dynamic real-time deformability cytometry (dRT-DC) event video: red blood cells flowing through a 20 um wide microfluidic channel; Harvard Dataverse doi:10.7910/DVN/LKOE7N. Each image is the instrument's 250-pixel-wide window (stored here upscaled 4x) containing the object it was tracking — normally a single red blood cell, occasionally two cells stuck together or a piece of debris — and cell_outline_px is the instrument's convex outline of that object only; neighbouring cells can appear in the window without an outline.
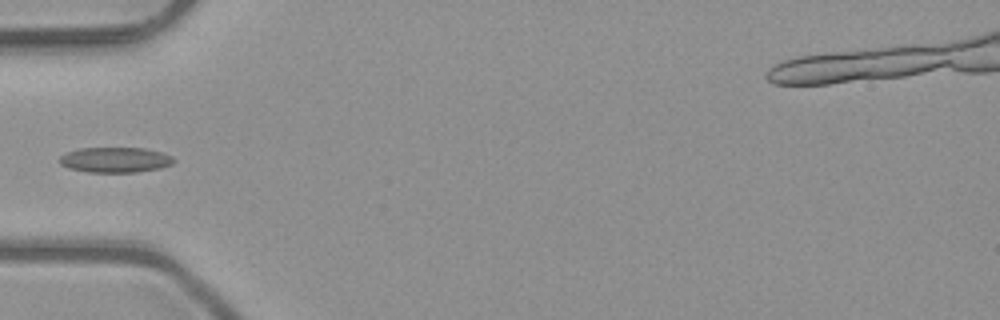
{"species": "common noctule bat (a hibernating species)", "species_latin": "Nyctalus noctula", "temperature_condition": "room temperature", "stored_images_in_passage": 5, "camera_frame_rate_fps": 3000, "um_per_image_px": 0.085, "animal": {"sex": "male", "body_mass_g": 23.1, "forearm_length_mm": 52.7}, "frame": {"image": 1, "passage_image": 4, "time_ms": 1.0, "image_size_px": [1000, 320], "cell_outline_px": [[176, 160], [172, 164], [160, 168], [136, 172], [88, 172], [68, 168], [60, 164], [56, 160], [60, 156], [68, 152], [80, 148], [144, 148], [164, 152], [172, 156]], "centroid_in_image_um": [9.79, 13.58], "position_along_channel_um": 75.2, "area_um2": 16.99}}
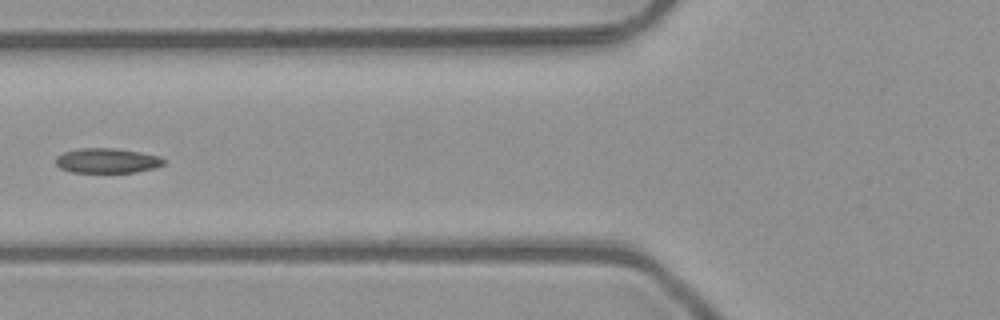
{"frame": {"image": 2, "passage_image": 5, "time_ms": 1.333, "image_size_px": [1000, 320], "cell_outline_px": [[164, 164], [156, 168], [136, 172], [72, 172], [60, 168], [56, 164], [56, 156], [64, 152], [80, 148], [116, 148], [140, 152], [160, 156], [164, 160]], "centroid_in_image_um": [9.12, 13.65], "position_along_channel_um": 116.7, "area_um2": 15.66}}